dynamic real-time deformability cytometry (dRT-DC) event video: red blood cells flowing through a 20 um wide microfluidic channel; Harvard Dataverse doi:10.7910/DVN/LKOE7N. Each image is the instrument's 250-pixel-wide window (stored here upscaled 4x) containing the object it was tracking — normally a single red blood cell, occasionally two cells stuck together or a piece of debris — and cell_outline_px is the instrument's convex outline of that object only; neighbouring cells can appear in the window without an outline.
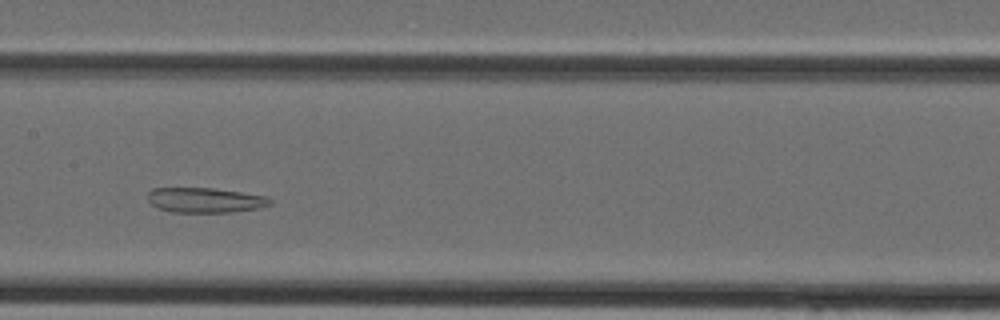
{"species": "Egyptian fruit bat (a non-hibernating species)", "species_latin": "Rousettus aegyptiacus", "temperature_condition": "cold", "stored_images_in_passage": 34, "segment_of_instrument_passage": [1, 2], "camera_frame_rate_fps": 3000, "um_per_image_px": 0.085, "animal": {"sex": "female"}, "frame": {"image": 1, "passage_image": 13, "time_ms": 4.0, "image_size_px": [1000, 320], "cell_outline_px": [[272, 204], [260, 208], [232, 212], [172, 212], [156, 208], [148, 200], [148, 192], [152, 188], [212, 188], [268, 196], [272, 200]], "centroid_in_image_um": [17.45, 17.01], "position_along_channel_um": 190.0, "area_um2": 17.92}}
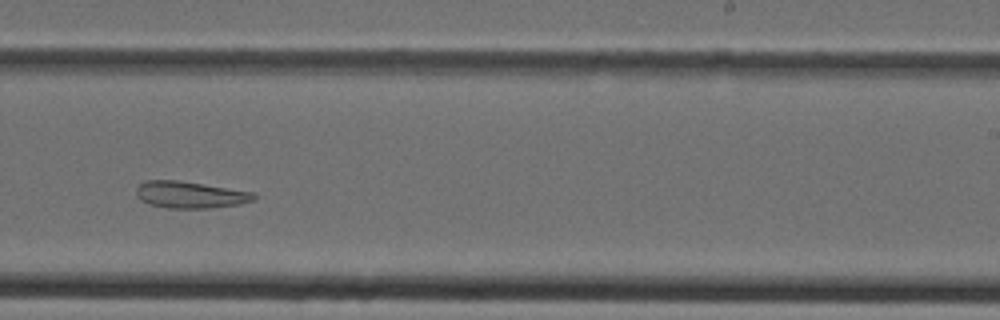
{"frame": {"image": 2, "passage_image": 18, "time_ms": 5.667, "image_size_px": [1000, 320], "cell_outline_px": [[256, 196], [252, 200], [240, 204], [212, 208], [168, 208], [148, 204], [140, 200], [136, 196], [136, 188], [144, 180], [180, 180], [252, 192]], "centroid_in_image_um": [16.1, 16.55], "position_along_channel_um": 272.9, "area_um2": 18.38}}
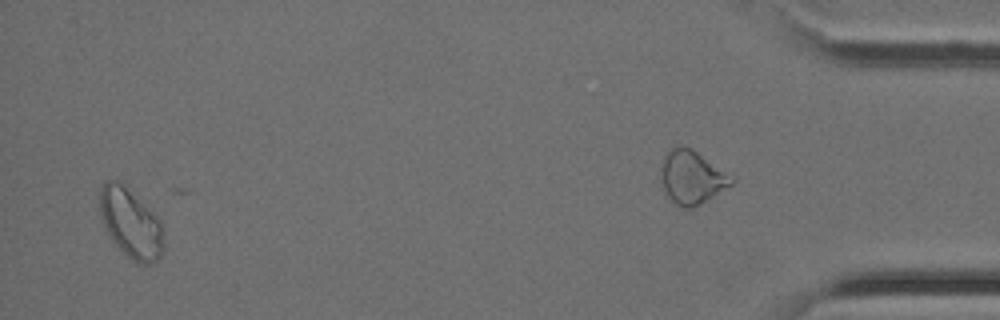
{"frame": {"image": 3, "passage_image": 32, "time_ms": 10.333, "image_size_px": [1000, 320], "cell_outline_px": [[164, 244], [160, 256], [156, 264], [140, 264], [132, 260], [112, 240], [104, 228], [100, 216], [100, 188], [108, 180], [116, 180], [160, 220]], "centroid_in_image_um": [11.1, 19.04], "position_along_channel_um": 424.1, "area_um2": 25.14}}